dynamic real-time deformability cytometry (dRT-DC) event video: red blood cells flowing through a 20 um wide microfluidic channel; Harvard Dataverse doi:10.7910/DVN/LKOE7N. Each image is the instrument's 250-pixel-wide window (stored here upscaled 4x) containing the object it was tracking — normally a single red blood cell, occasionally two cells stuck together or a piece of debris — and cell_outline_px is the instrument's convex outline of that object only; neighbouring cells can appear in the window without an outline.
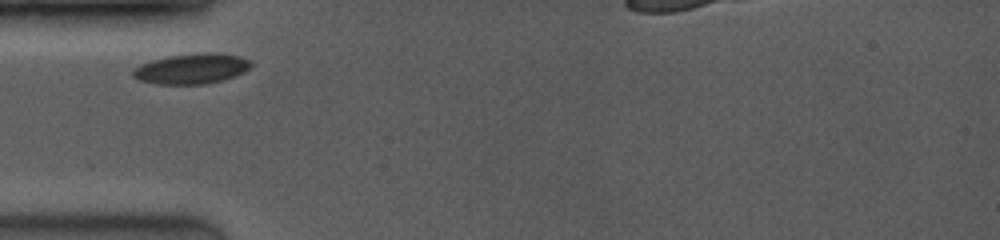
{"species": "common noctule bat (a hibernating species)", "species_latin": "Nyctalus noctula", "temperature_condition": "room temperature", "stored_images_in_passage": 41, "camera_frame_rate_fps": 3500, "um_per_image_px": 0.085, "animal": {"sex": "female", "body_mass_g": 19.0, "forearm_length_mm": 53.3}, "frame": {"image": 1, "passage_image": 1, "time_ms": 0.0, "image_size_px": [1000, 240], "cell_outline_px": [[252, 64], [244, 72], [236, 76], [224, 80], [208, 84], [156, 84], [140, 80], [132, 76], [132, 68], [140, 64], [152, 60], [168, 56], [200, 52], [220, 52], [240, 56], [248, 60]], "centroid_in_image_um": [16.29, 5.83], "position_along_channel_um": 68.7, "area_um2": 21.15}}
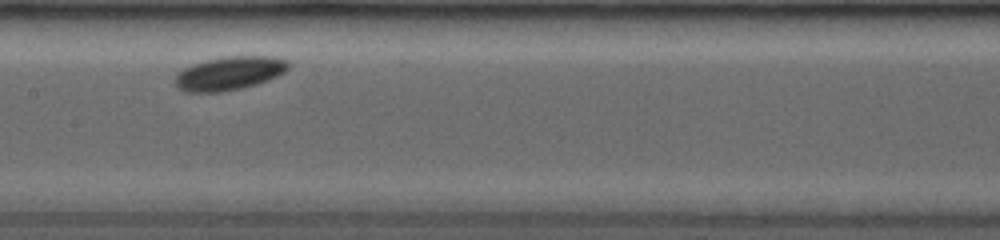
{"frame": {"image": 2, "passage_image": 16, "time_ms": 3.143, "image_size_px": [1000, 240], "cell_outline_px": [[292, 64], [284, 72], [276, 76], [240, 88], [220, 92], [184, 92], [176, 88], [176, 76], [184, 68], [192, 64], [224, 56], [272, 56], [288, 60]], "centroid_in_image_um": [19.49, 6.22], "position_along_channel_um": 187.9, "area_um2": 21.91}}
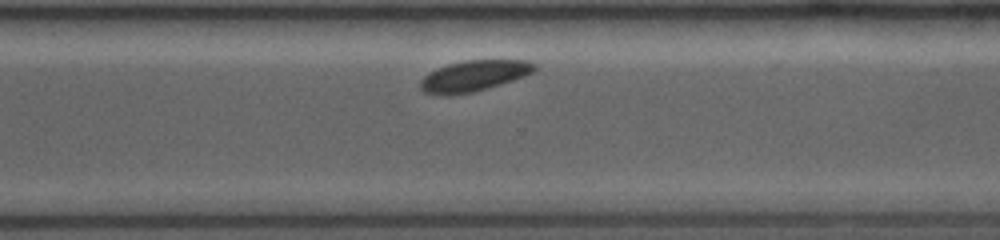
{"frame": {"image": 3, "passage_image": 36, "time_ms": 6.857, "image_size_px": [1000, 240], "cell_outline_px": [[536, 68], [532, 72], [524, 76], [488, 88], [472, 92], [448, 96], [440, 96], [424, 92], [420, 88], [420, 80], [428, 72], [436, 68], [448, 64], [464, 60], [528, 60], [536, 64]], "centroid_in_image_um": [40.23, 6.45], "position_along_channel_um": 330.4, "area_um2": 20.69}}